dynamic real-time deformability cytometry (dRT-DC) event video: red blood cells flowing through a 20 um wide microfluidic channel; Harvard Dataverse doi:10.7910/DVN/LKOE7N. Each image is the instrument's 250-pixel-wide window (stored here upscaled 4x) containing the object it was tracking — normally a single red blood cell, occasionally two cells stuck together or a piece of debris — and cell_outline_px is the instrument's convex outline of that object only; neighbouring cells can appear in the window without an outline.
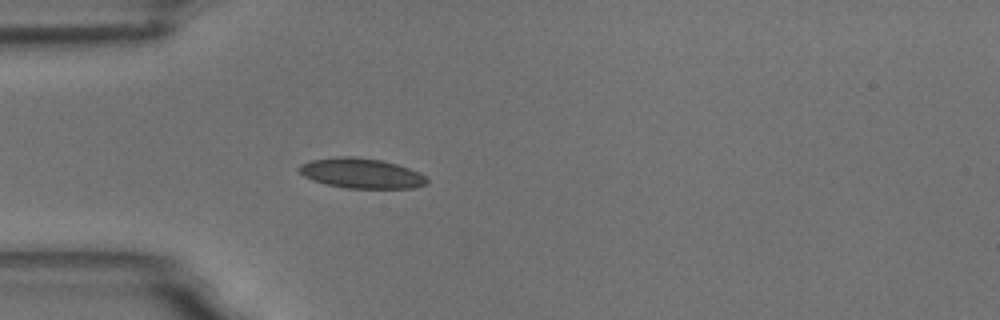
{"species": "common noctule bat (a hibernating species)", "species_latin": "Nyctalus noctula", "temperature_condition": "room temperature", "stored_images_in_passage": 1, "camera_frame_rate_fps": 3000, "um_per_image_px": 0.085, "animal": {"sex": "male", "body_mass_g": 18.8}, "frame": {"image": 1, "passage_image": 1, "time_ms": 0.0, "image_size_px": [1000, 320], "cell_outline_px": [[428, 184], [412, 188], [344, 188], [324, 184], [312, 180], [304, 176], [296, 168], [300, 164], [312, 160], [336, 156], [352, 156], [380, 160], [396, 164], [408, 168], [424, 176], [428, 180]], "centroid_in_image_um": [30.66, 14.73], "position_along_channel_um": 54.3, "area_um2": 22.37}}